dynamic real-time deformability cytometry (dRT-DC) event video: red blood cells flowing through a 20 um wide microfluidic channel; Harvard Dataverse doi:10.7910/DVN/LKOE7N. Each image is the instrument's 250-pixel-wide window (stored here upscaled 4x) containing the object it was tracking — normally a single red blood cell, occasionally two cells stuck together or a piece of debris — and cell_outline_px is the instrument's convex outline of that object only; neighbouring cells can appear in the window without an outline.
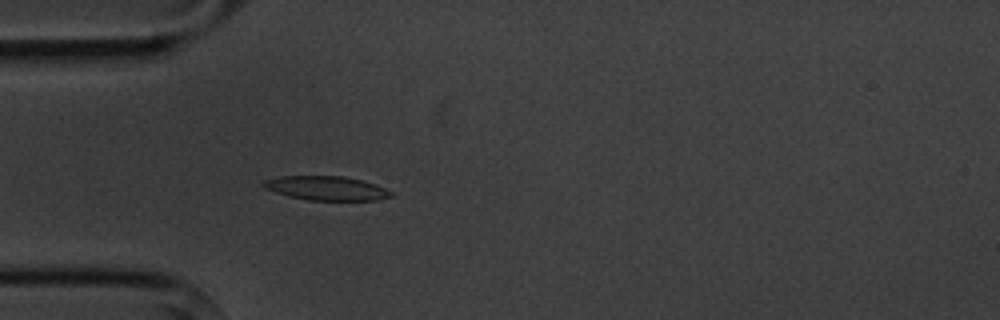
{"species": "common noctule bat (a hibernating species)", "species_latin": "Nyctalus noctula", "temperature_condition": "cold", "stored_images_in_passage": 3, "camera_frame_rate_fps": 3000, "um_per_image_px": 0.085, "animal": {"sex": "male", "body_mass_g": 20.1, "forearm_length_mm": 53.5}, "frame": {"image": 1, "passage_image": 3, "time_ms": 2.333, "image_size_px": [1000, 320], "cell_outline_px": [[392, 196], [376, 200], [308, 200], [288, 196], [264, 188], [260, 184], [264, 180], [280, 176], [340, 176], [360, 180], [384, 188], [392, 192]], "centroid_in_image_um": [27.67, 16.0], "position_along_channel_um": 57.3, "area_um2": 17.69}}